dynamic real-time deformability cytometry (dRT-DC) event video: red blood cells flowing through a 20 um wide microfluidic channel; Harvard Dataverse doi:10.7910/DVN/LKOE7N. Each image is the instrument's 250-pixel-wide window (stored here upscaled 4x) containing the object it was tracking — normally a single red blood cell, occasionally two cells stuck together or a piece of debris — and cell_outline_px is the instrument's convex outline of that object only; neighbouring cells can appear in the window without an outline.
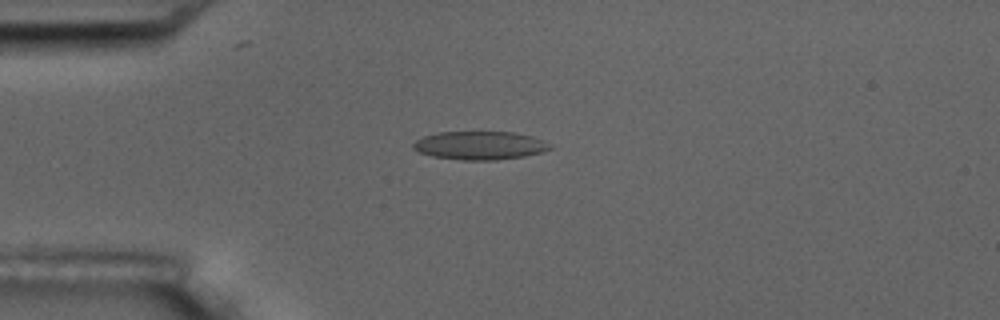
{"species": "common noctule bat (a hibernating species)", "species_latin": "Nyctalus noctula", "temperature_condition": "room temperature", "stored_images_in_passage": 7, "camera_frame_rate_fps": 3000, "um_per_image_px": 0.085, "animal": {"sex": "male", "body_mass_g": 17.5, "forearm_length_mm": 52.3}, "frame": {"image": 1, "passage_image": 5, "time_ms": 4.333, "image_size_px": [1000, 320], "cell_outline_px": [[552, 148], [544, 152], [524, 156], [496, 160], [460, 160], [432, 156], [420, 152], [412, 148], [412, 144], [416, 140], [424, 136], [436, 132], [512, 132], [532, 136], [552, 144]], "centroid_in_image_um": [40.8, 12.36], "position_along_channel_um": 44.2, "area_um2": 22.72}}